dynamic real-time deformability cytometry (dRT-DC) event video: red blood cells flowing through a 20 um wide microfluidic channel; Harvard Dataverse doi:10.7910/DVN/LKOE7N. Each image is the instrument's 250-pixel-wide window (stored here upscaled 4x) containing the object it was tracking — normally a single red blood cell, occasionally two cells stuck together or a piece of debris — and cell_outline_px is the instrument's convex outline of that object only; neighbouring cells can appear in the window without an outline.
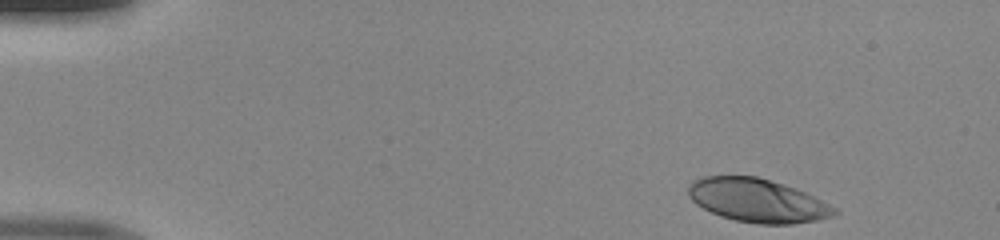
{"species": "human", "species_latin": "Homo sapiens", "temperature_condition": "room temperature", "stored_images_in_passage": 45, "camera_frame_rate_fps": 3000, "um_per_image_px": 0.085, "donor": {"sex": "male"}, "frame": {"image": 1, "passage_image": 1, "time_ms": 0.0, "image_size_px": [1000, 240], "cell_outline_px": [[840, 212], [832, 216], [820, 220], [792, 224], [756, 224], [736, 220], [720, 216], [696, 204], [688, 196], [688, 184], [692, 180], [704, 176], [756, 176], [796, 188], [836, 208]], "centroid_in_image_um": [64.36, 17.04], "position_along_channel_um": 20.6, "area_um2": 36.99}}
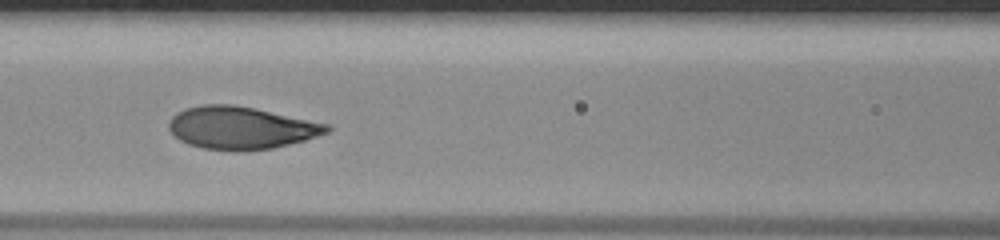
{"frame": {"image": 2, "passage_image": 18, "time_ms": 5.667, "image_size_px": [1000, 240], "cell_outline_px": [[332, 128], [328, 132], [304, 140], [272, 148], [240, 152], [236, 152], [204, 148], [188, 144], [180, 140], [168, 128], [168, 120], [176, 112], [184, 108], [200, 104], [232, 104], [332, 124]], "centroid_in_image_um": [20.46, 10.86], "position_along_channel_um": 146.1, "area_um2": 39.36}}
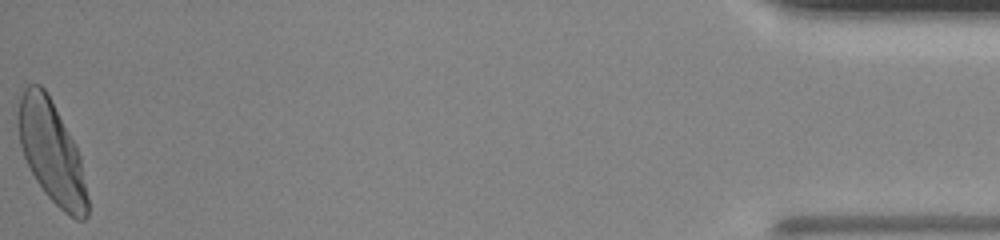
{"frame": {"image": 3, "passage_image": 45, "time_ms": 14.667, "image_size_px": [1000, 240], "cell_outline_px": [[88, 216], [84, 220], [76, 220], [64, 212], [44, 192], [36, 180], [24, 156], [20, 144], [16, 124], [16, 112], [20, 96], [24, 88], [28, 84], [40, 84], [44, 88], [72, 140], [80, 156], [88, 196]], "centroid_in_image_um": [4.36, 12.94], "position_along_channel_um": 430.8, "area_um2": 40.75}}